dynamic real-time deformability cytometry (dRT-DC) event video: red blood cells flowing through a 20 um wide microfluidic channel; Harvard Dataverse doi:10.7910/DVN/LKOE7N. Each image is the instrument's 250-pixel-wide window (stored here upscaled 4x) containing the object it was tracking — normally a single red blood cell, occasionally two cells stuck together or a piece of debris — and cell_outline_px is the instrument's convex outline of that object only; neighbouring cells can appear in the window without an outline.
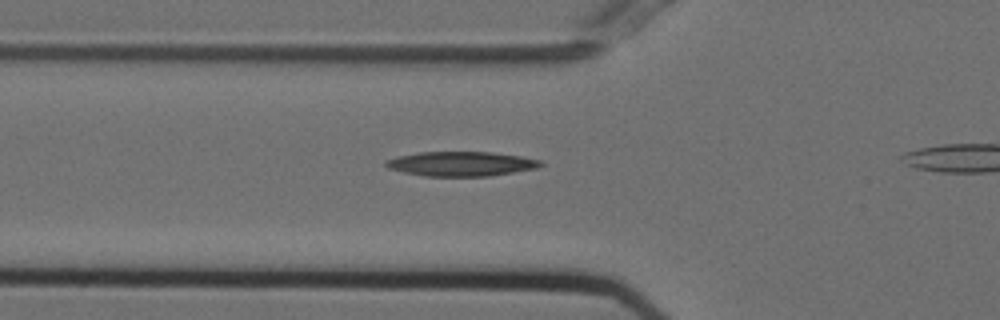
{"species": "Egyptian fruit bat (a non-hibernating species)", "species_latin": "Rousettus aegyptiacus", "temperature_condition": "cold", "stored_images_in_passage": 5, "camera_frame_rate_fps": 3000, "um_per_image_px": 0.085, "animal": {"sex": "female"}, "frame": {"image": 1, "passage_image": 3, "time_ms": 0.667, "image_size_px": [1000, 320], "cell_outline_px": [[544, 164], [536, 168], [488, 176], [424, 176], [404, 172], [388, 168], [384, 164], [384, 160], [396, 156], [420, 152], [492, 152], [520, 156], [540, 160]], "centroid_in_image_um": [39.15, 13.92], "position_along_channel_um": 86.7, "area_um2": 22.08}}